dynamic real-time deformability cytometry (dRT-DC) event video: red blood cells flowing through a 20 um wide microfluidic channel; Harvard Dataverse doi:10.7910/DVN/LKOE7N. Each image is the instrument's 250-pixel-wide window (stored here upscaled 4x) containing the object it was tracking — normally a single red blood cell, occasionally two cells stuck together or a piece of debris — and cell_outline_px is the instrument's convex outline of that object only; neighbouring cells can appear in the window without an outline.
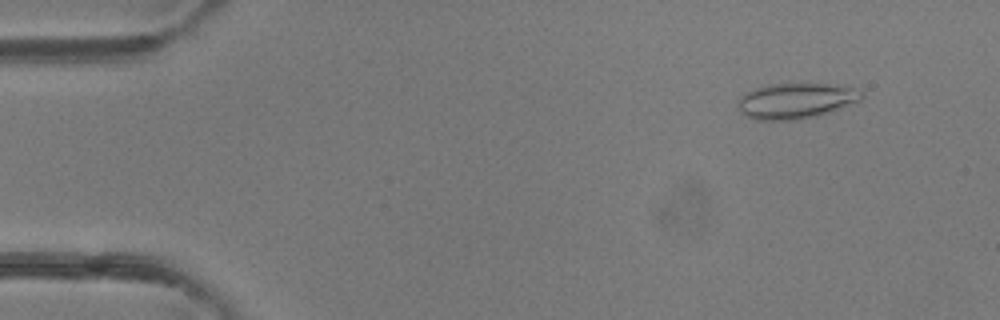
{"species": "common noctule bat (a hibernating species)", "species_latin": "Nyctalus noctula", "temperature_condition": "room temperature", "stored_images_in_passage": 48, "camera_frame_rate_fps": 3000, "um_per_image_px": 0.085, "animal": {"sex": "female"}, "frame": {"image": 1, "passage_image": 5, "time_ms": 1.333, "image_size_px": [1000, 320], "cell_outline_px": [[864, 96], [860, 100], [816, 116], [796, 120], [756, 120], [744, 116], [740, 112], [736, 104], [740, 96], [744, 92], [768, 84], [800, 80], [852, 88], [864, 92]], "centroid_in_image_um": [67.57, 8.53], "position_along_channel_um": 17.4, "area_um2": 26.36}}
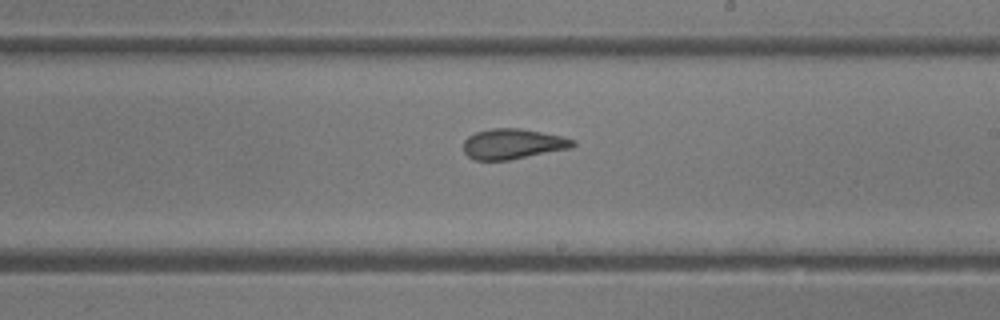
{"frame": {"image": 2, "passage_image": 28, "time_ms": 9.0, "image_size_px": [1000, 320], "cell_outline_px": [[576, 144], [572, 148], [508, 160], [472, 160], [464, 152], [464, 140], [468, 136], [476, 132], [492, 128], [520, 128], [560, 136], [576, 140]], "centroid_in_image_um": [43.58, 12.24], "position_along_channel_um": 245.4, "area_um2": 19.31}}
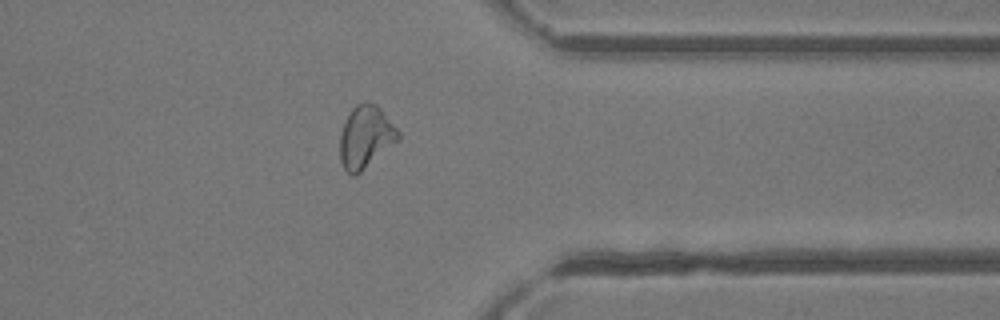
{"frame": {"image": 3, "passage_image": 38, "time_ms": 12.333, "image_size_px": [1000, 320], "cell_outline_px": [[400, 140], [356, 176], [352, 176], [344, 168], [340, 160], [340, 132], [352, 108], [356, 104], [376, 104], [380, 108], [400, 132]], "centroid_in_image_um": [31.09, 11.69], "position_along_channel_um": 380.3, "area_um2": 21.1}, "authors_computed_cell_mechanics": {"area_um2": 21.4438, "velocity_mm_per_s": 4.3123, "shape_relaxation_time_tau1_ms": null, "shape_relaxation_time_tau2_ms": 1.3825, "deformation_change_tau1": null, "deformation_change_tau2": 0.0651}}